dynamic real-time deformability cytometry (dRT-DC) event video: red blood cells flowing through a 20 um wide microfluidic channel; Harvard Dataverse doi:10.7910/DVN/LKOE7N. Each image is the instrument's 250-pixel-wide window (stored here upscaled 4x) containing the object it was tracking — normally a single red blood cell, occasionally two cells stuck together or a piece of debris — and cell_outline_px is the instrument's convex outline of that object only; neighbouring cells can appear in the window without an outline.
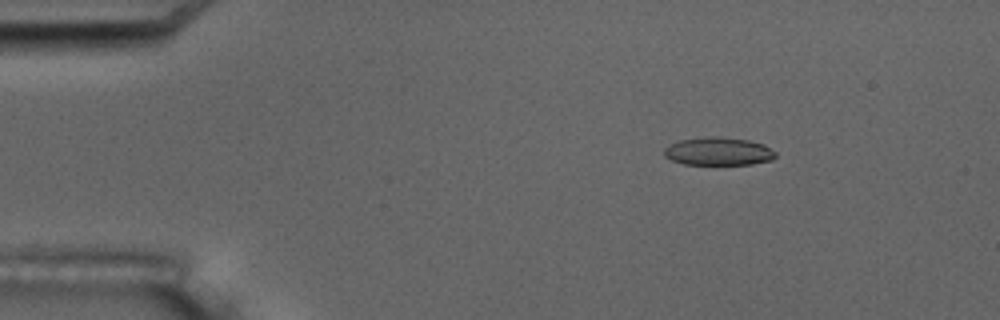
{"species": "common noctule bat (a hibernating species)", "species_latin": "Nyctalus noctula", "temperature_condition": "room temperature", "stored_images_in_passage": 4, "camera_frame_rate_fps": 3000, "um_per_image_px": 0.085, "animal": {"sex": "male", "body_mass_g": 17.5, "forearm_length_mm": 52.3}, "frame": {"image": 1, "passage_image": 2, "time_ms": 1.333, "image_size_px": [1000, 320], "cell_outline_px": [[776, 156], [772, 160], [752, 164], [684, 164], [672, 160], [664, 156], [664, 148], [668, 144], [680, 140], [704, 136], [716, 136], [748, 140], [764, 144], [776, 152]], "centroid_in_image_um": [61.05, 12.85], "position_along_channel_um": 23.9, "area_um2": 18.32}}